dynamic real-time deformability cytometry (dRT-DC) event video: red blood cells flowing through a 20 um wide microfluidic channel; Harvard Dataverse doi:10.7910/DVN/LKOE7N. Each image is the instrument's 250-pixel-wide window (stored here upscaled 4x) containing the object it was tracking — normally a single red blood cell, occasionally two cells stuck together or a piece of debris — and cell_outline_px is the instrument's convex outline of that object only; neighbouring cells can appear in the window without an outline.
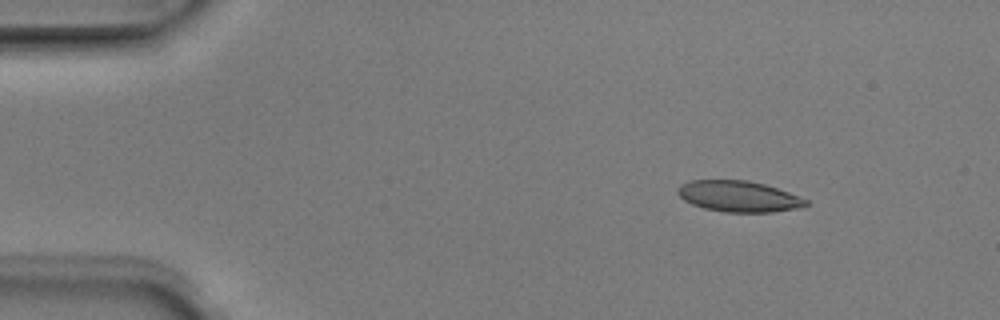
{"species": "Egyptian fruit bat (a non-hibernating species)", "species_latin": "Rousettus aegyptiacus", "temperature_condition": "room temperature", "stored_images_in_passage": 4, "camera_frame_rate_fps": 3000, "um_per_image_px": 0.085, "animal": {"sex": "male"}, "frame": {"image": 1, "passage_image": 2, "time_ms": 0.333, "image_size_px": [1000, 320], "cell_outline_px": [[808, 204], [796, 208], [772, 212], [724, 212], [704, 208], [692, 204], [684, 200], [676, 192], [676, 188], [680, 184], [692, 180], [748, 180], [764, 184], [788, 192], [808, 200]], "centroid_in_image_um": [62.74, 16.68], "position_along_channel_um": 22.3, "area_um2": 23.06}}